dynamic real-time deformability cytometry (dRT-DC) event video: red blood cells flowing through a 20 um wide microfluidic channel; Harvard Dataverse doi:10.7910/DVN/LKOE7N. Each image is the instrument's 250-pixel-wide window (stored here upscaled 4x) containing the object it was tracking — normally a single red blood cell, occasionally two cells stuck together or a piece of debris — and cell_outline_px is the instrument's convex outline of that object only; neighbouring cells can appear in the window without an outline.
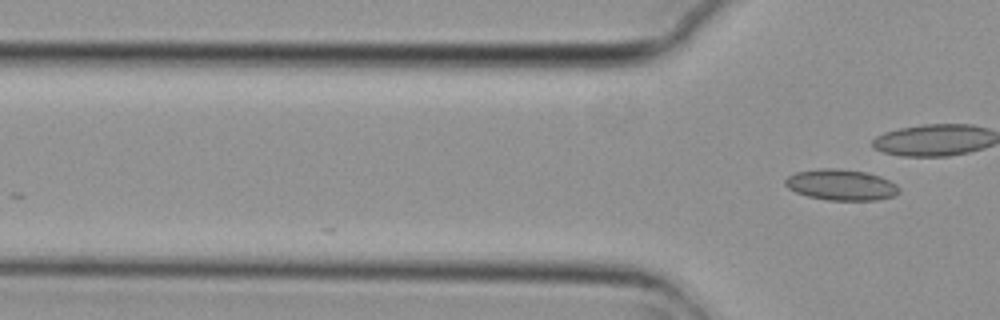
{"species": "common noctule bat (a hibernating species)", "species_latin": "Nyctalus noctula", "temperature_condition": "cold", "stored_images_in_passage": 2, "camera_frame_rate_fps": 3000, "um_per_image_px": 0.085, "animal": {"sex": "female", "body_mass_g": 29.2, "forearm_length_mm": 56.3}, "frame": {"image": 1, "passage_image": 2, "time_ms": 0.333, "image_size_px": [1000, 320], "cell_outline_px": [[900, 192], [892, 196], [876, 200], [828, 200], [808, 196], [796, 192], [788, 188], [784, 184], [784, 180], [788, 176], [796, 172], [820, 168], [840, 168], [868, 172], [880, 176], [896, 184], [900, 188]], "centroid_in_image_um": [71.49, 15.7], "position_along_channel_um": 54.3, "area_um2": 20.63}}